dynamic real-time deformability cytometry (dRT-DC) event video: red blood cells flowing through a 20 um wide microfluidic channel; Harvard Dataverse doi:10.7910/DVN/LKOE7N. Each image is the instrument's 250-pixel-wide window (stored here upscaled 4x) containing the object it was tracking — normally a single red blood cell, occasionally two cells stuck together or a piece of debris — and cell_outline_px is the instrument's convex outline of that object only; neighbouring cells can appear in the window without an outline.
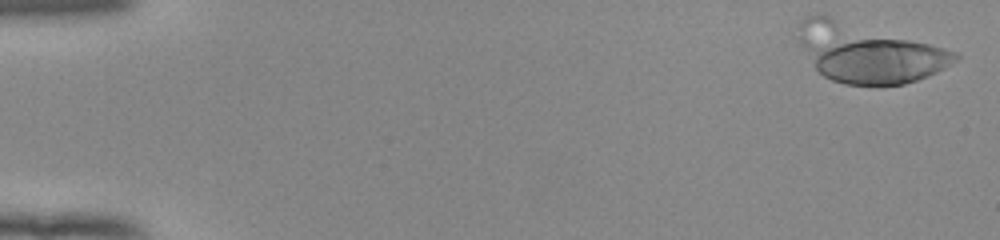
{"species": "human", "species_latin": "Homo sapiens", "temperature_condition": "room temperature", "stored_images_in_passage": 33, "camera_frame_rate_fps": 3000, "um_per_image_px": 0.085, "donor": {"sex": "female"}, "frame": {"image": 1, "passage_image": 1, "time_ms": 0.0, "image_size_px": [1000, 240], "cell_outline_px": [[960, 56], [956, 60], [944, 68], [928, 76], [904, 84], [844, 84], [832, 80], [824, 76], [816, 68], [800, 44], [800, 20], [816, 12], [820, 12], [944, 48], [956, 52]], "centroid_in_image_um": [73.78, 4.47], "position_along_channel_um": 11.2, "area_um2": 53.12}}
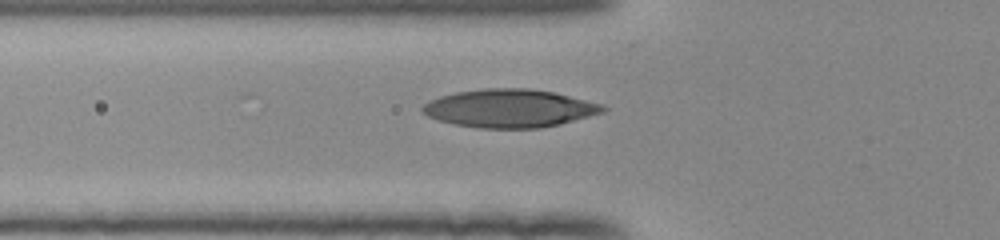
{"frame": {"image": 2, "passage_image": 19, "time_ms": 6.0, "image_size_px": [1000, 240], "cell_outline_px": [[608, 108], [604, 112], [560, 124], [540, 128], [480, 128], [456, 124], [440, 120], [428, 116], [420, 108], [424, 104], [440, 96], [456, 92], [484, 88], [528, 88], [552, 92], [604, 104]], "centroid_in_image_um": [43.35, 9.2], "position_along_channel_um": 82.5, "area_um2": 39.88}}
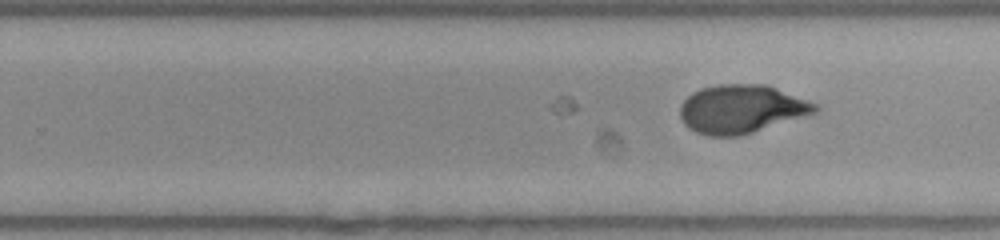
{"frame": {"image": 3, "passage_image": 33, "time_ms": 10.667, "image_size_px": [1000, 240], "cell_outline_px": [[820, 108], [816, 112], [740, 136], [708, 136], [696, 132], [688, 128], [684, 124], [680, 116], [680, 104], [692, 92], [700, 88], [720, 84], [768, 84], [820, 104]], "centroid_in_image_um": [63.02, 9.25], "position_along_channel_um": 266.8, "area_um2": 38.38}}